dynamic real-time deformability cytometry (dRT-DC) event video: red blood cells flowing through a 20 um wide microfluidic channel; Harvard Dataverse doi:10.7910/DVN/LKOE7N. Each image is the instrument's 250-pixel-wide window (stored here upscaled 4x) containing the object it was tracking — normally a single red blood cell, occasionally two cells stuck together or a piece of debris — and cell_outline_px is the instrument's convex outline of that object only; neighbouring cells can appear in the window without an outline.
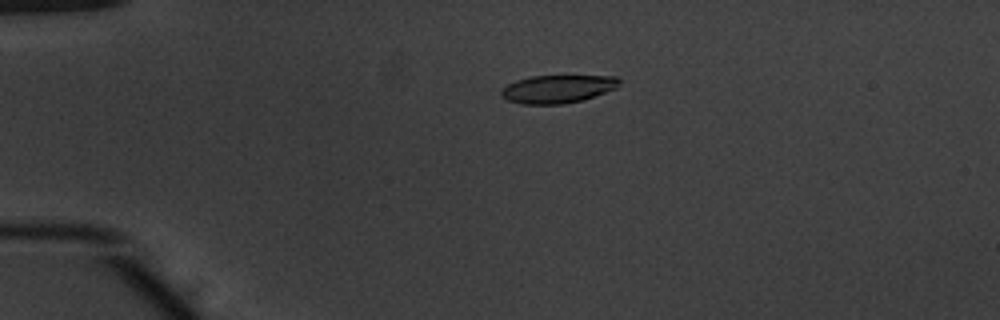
{"species": "common noctule bat (a hibernating species)", "species_latin": "Nyctalus noctula", "temperature_condition": "warm", "stored_images_in_passage": 50, "camera_frame_rate_fps": 3000, "um_per_image_px": 0.085, "animal": {"sex": "male", "body_mass_g": 20.1, "forearm_length_mm": 53.5}, "frame": {"image": 1, "passage_image": 10, "time_ms": 3.0, "image_size_px": [1000, 320], "cell_outline_px": [[620, 84], [616, 88], [580, 100], [564, 104], [520, 104], [508, 100], [500, 96], [500, 92], [508, 84], [516, 80], [532, 76], [616, 76], [620, 80]], "centroid_in_image_um": [47.37, 7.56], "position_along_channel_um": 37.6, "area_um2": 19.07}}
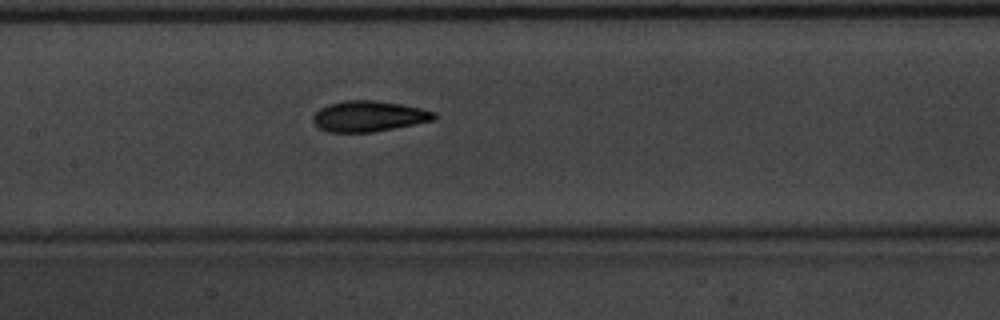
{"frame": {"image": 2, "passage_image": 24, "time_ms": 7.667, "image_size_px": [1000, 320], "cell_outline_px": [[436, 120], [372, 132], [328, 132], [320, 128], [312, 120], [312, 116], [320, 108], [328, 104], [344, 100], [372, 100], [400, 104], [420, 108], [436, 112]], "centroid_in_image_um": [31.34, 9.88], "position_along_channel_um": 176.1, "area_um2": 21.62}}
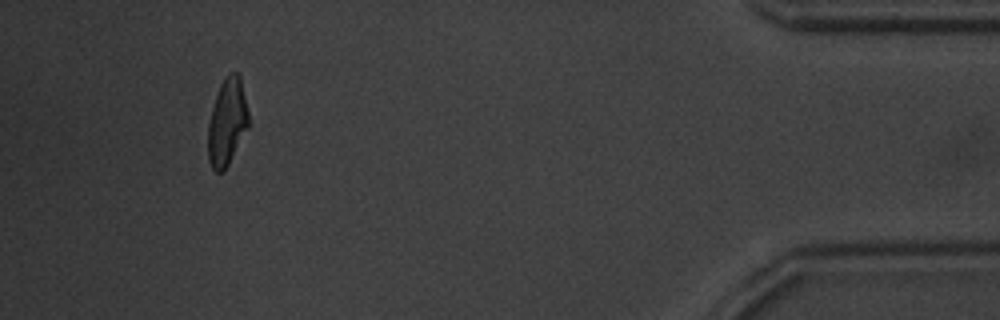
{"frame": {"image": 3, "passage_image": 47, "time_ms": 15.333, "image_size_px": [1000, 320], "cell_outline_px": [[248, 128], [228, 164], [220, 172], [216, 172], [212, 168], [208, 160], [208, 124], [212, 108], [220, 84], [228, 72], [236, 72], [240, 76], [248, 112]], "centroid_in_image_um": [19.29, 10.35], "position_along_channel_um": 415.9, "area_um2": 20.29}, "authors_computed_cell_mechanics": {"area_um2": 21.097, "velocity_mm_per_s": 3.8983, "shape_relaxation_time_tau1_ms": 3.0983, "shape_relaxation_time_tau2_ms": 1.1992, "deformation_change_tau1": 0.1687, "deformation_change_tau2": 0.0811}}